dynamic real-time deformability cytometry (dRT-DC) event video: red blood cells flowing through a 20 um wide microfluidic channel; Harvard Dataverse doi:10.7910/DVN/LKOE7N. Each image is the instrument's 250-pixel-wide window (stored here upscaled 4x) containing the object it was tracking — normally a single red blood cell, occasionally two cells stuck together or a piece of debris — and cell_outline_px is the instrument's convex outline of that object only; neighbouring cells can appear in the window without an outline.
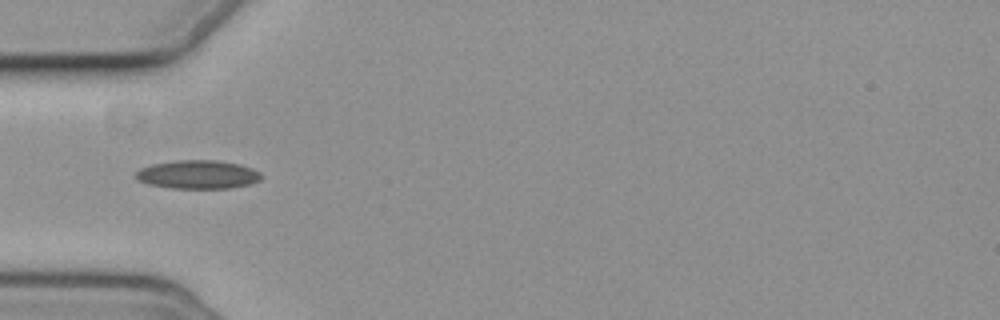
{"species": "common noctule bat (a hibernating species)", "species_latin": "Nyctalus noctula", "temperature_condition": "cold", "stored_images_in_passage": 9, "camera_frame_rate_fps": 3000, "um_per_image_px": 0.085, "animal": {"sex": "female", "body_mass_g": 19.3, "forearm_length_mm": 54.1}, "frame": {"image": 1, "passage_image": 4, "time_ms": 3.333, "image_size_px": [1000, 320], "cell_outline_px": [[260, 180], [248, 184], [228, 188], [172, 188], [148, 184], [136, 180], [136, 172], [140, 168], [152, 164], [176, 160], [216, 160], [240, 164], [252, 168], [260, 172]], "centroid_in_image_um": [16.79, 14.82], "position_along_channel_um": 68.2, "area_um2": 20.81}}
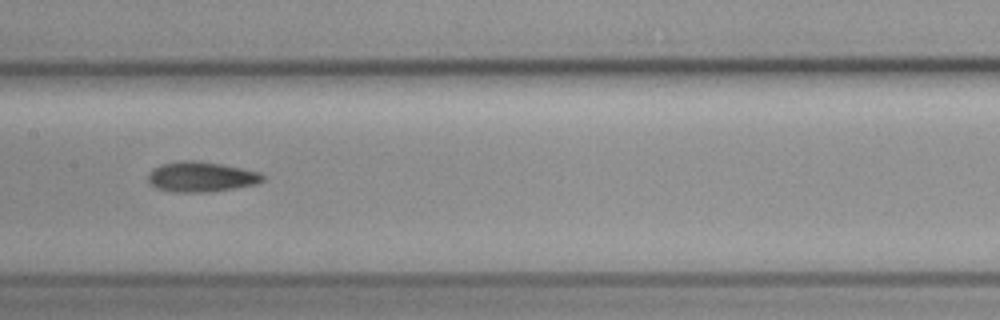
{"frame": {"image": 2, "passage_image": 7, "time_ms": 6.667, "image_size_px": [1000, 320], "cell_outline_px": [[264, 180], [256, 184], [208, 192], [176, 192], [156, 188], [148, 184], [148, 172], [152, 168], [160, 164], [180, 160], [192, 160], [220, 164], [260, 172], [264, 176]], "centroid_in_image_um": [17.03, 15.02], "position_along_channel_um": 190.4, "area_um2": 20.17}}
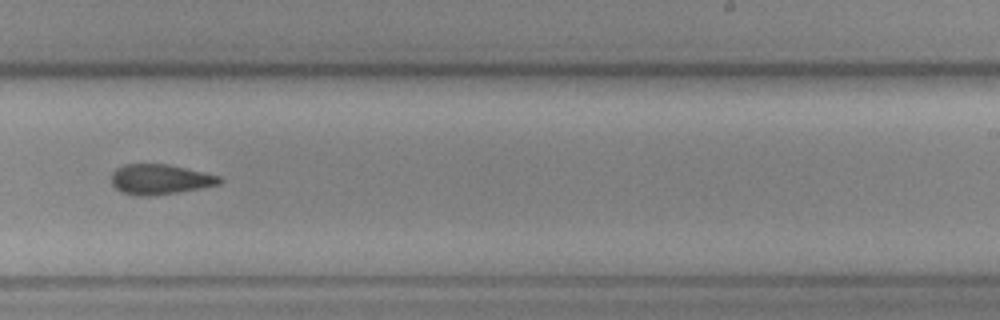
{"frame": {"image": 3, "passage_image": 9, "time_ms": 9.0, "image_size_px": [1000, 320], "cell_outline_px": [[224, 180], [220, 184], [200, 188], [176, 192], [148, 196], [136, 196], [120, 192], [112, 184], [112, 172], [116, 168], [124, 164], [164, 164], [184, 168], [220, 176]], "centroid_in_image_um": [13.57, 15.25], "position_along_channel_um": 275.4, "area_um2": 18.84}}